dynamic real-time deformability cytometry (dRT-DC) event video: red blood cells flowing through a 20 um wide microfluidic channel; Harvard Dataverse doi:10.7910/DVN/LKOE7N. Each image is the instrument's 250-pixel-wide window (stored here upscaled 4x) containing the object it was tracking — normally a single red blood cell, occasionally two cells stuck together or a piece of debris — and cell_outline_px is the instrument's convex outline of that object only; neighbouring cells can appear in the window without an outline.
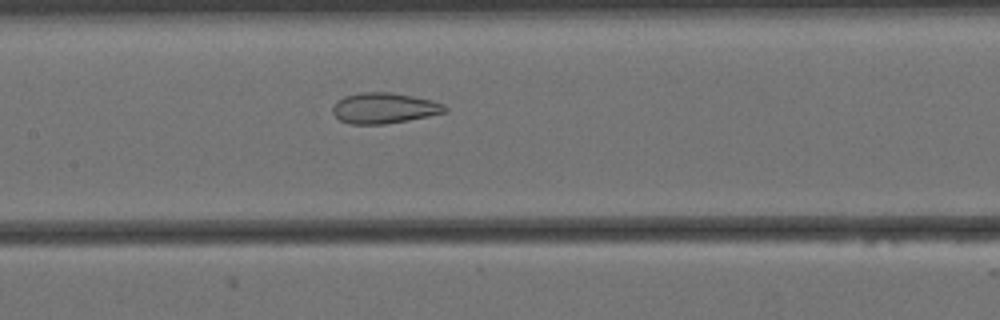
{"species": "Egyptian fruit bat (a non-hibernating species)", "species_latin": "Rousettus aegyptiacus", "temperature_condition": "cold", "stored_images_in_passage": 18, "camera_frame_rate_fps": 3000, "um_per_image_px": 0.085, "animal": {"sex": "female"}, "frame": {"image": 1, "passage_image": 13, "time_ms": 4.0, "image_size_px": [1000, 320], "cell_outline_px": [[448, 112], [408, 120], [384, 124], [352, 124], [340, 120], [332, 112], [332, 108], [336, 100], [344, 96], [360, 92], [388, 92], [412, 96], [432, 100], [444, 104], [448, 108]], "centroid_in_image_um": [32.65, 9.18], "position_along_channel_um": 174.7, "area_um2": 20.11}}